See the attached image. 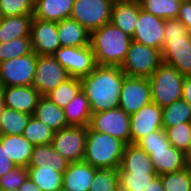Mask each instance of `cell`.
I'll use <instances>...</instances> for the list:
<instances>
[{"label":"cell","instance_id":"1","mask_svg":"<svg viewBox=\"0 0 191 191\" xmlns=\"http://www.w3.org/2000/svg\"><path fill=\"white\" fill-rule=\"evenodd\" d=\"M124 76L120 66L96 65L80 79L92 114L119 108Z\"/></svg>","mask_w":191,"mask_h":191},{"label":"cell","instance_id":"2","mask_svg":"<svg viewBox=\"0 0 191 191\" xmlns=\"http://www.w3.org/2000/svg\"><path fill=\"white\" fill-rule=\"evenodd\" d=\"M132 38L109 22L91 32L92 47L96 65L121 66Z\"/></svg>","mask_w":191,"mask_h":191},{"label":"cell","instance_id":"3","mask_svg":"<svg viewBox=\"0 0 191 191\" xmlns=\"http://www.w3.org/2000/svg\"><path fill=\"white\" fill-rule=\"evenodd\" d=\"M125 146L120 139L88 127L83 161L96 169H118Z\"/></svg>","mask_w":191,"mask_h":191},{"label":"cell","instance_id":"4","mask_svg":"<svg viewBox=\"0 0 191 191\" xmlns=\"http://www.w3.org/2000/svg\"><path fill=\"white\" fill-rule=\"evenodd\" d=\"M184 78L185 76L175 67L162 62L148 78L152 102L163 109L174 101L182 99Z\"/></svg>","mask_w":191,"mask_h":191},{"label":"cell","instance_id":"5","mask_svg":"<svg viewBox=\"0 0 191 191\" xmlns=\"http://www.w3.org/2000/svg\"><path fill=\"white\" fill-rule=\"evenodd\" d=\"M161 63L160 50L132 40L120 68L125 75L149 78Z\"/></svg>","mask_w":191,"mask_h":191},{"label":"cell","instance_id":"6","mask_svg":"<svg viewBox=\"0 0 191 191\" xmlns=\"http://www.w3.org/2000/svg\"><path fill=\"white\" fill-rule=\"evenodd\" d=\"M114 0H74L70 18L90 33L111 22Z\"/></svg>","mask_w":191,"mask_h":191},{"label":"cell","instance_id":"7","mask_svg":"<svg viewBox=\"0 0 191 191\" xmlns=\"http://www.w3.org/2000/svg\"><path fill=\"white\" fill-rule=\"evenodd\" d=\"M88 127L68 126L55 131L52 147L69 163L80 162L84 159Z\"/></svg>","mask_w":191,"mask_h":191},{"label":"cell","instance_id":"8","mask_svg":"<svg viewBox=\"0 0 191 191\" xmlns=\"http://www.w3.org/2000/svg\"><path fill=\"white\" fill-rule=\"evenodd\" d=\"M33 51L27 55L12 58L0 63V81L5 87L32 85L37 64Z\"/></svg>","mask_w":191,"mask_h":191},{"label":"cell","instance_id":"9","mask_svg":"<svg viewBox=\"0 0 191 191\" xmlns=\"http://www.w3.org/2000/svg\"><path fill=\"white\" fill-rule=\"evenodd\" d=\"M152 102L151 85L146 77L124 76L119 98V108L132 115Z\"/></svg>","mask_w":191,"mask_h":191},{"label":"cell","instance_id":"10","mask_svg":"<svg viewBox=\"0 0 191 191\" xmlns=\"http://www.w3.org/2000/svg\"><path fill=\"white\" fill-rule=\"evenodd\" d=\"M55 59L67 70L70 77H86L96 66L91 45L82 47H60L53 54Z\"/></svg>","mask_w":191,"mask_h":191},{"label":"cell","instance_id":"11","mask_svg":"<svg viewBox=\"0 0 191 191\" xmlns=\"http://www.w3.org/2000/svg\"><path fill=\"white\" fill-rule=\"evenodd\" d=\"M88 127L130 143V115L121 108L93 113Z\"/></svg>","mask_w":191,"mask_h":191},{"label":"cell","instance_id":"12","mask_svg":"<svg viewBox=\"0 0 191 191\" xmlns=\"http://www.w3.org/2000/svg\"><path fill=\"white\" fill-rule=\"evenodd\" d=\"M69 78L70 76L67 70L53 55H39L37 57L32 86L35 87L42 96H46L59 84Z\"/></svg>","mask_w":191,"mask_h":191},{"label":"cell","instance_id":"13","mask_svg":"<svg viewBox=\"0 0 191 191\" xmlns=\"http://www.w3.org/2000/svg\"><path fill=\"white\" fill-rule=\"evenodd\" d=\"M32 51L36 55H53L61 47L57 22L33 18L31 23Z\"/></svg>","mask_w":191,"mask_h":191},{"label":"cell","instance_id":"14","mask_svg":"<svg viewBox=\"0 0 191 191\" xmlns=\"http://www.w3.org/2000/svg\"><path fill=\"white\" fill-rule=\"evenodd\" d=\"M162 128V108L150 102L130 115V143L135 144L140 138Z\"/></svg>","mask_w":191,"mask_h":191},{"label":"cell","instance_id":"15","mask_svg":"<svg viewBox=\"0 0 191 191\" xmlns=\"http://www.w3.org/2000/svg\"><path fill=\"white\" fill-rule=\"evenodd\" d=\"M164 19L140 9L132 40L162 51L164 41Z\"/></svg>","mask_w":191,"mask_h":191},{"label":"cell","instance_id":"16","mask_svg":"<svg viewBox=\"0 0 191 191\" xmlns=\"http://www.w3.org/2000/svg\"><path fill=\"white\" fill-rule=\"evenodd\" d=\"M162 62L175 67L183 76H191V37L164 39Z\"/></svg>","mask_w":191,"mask_h":191},{"label":"cell","instance_id":"17","mask_svg":"<svg viewBox=\"0 0 191 191\" xmlns=\"http://www.w3.org/2000/svg\"><path fill=\"white\" fill-rule=\"evenodd\" d=\"M41 97L32 85L8 86L4 88L3 104L4 107L33 115Z\"/></svg>","mask_w":191,"mask_h":191},{"label":"cell","instance_id":"18","mask_svg":"<svg viewBox=\"0 0 191 191\" xmlns=\"http://www.w3.org/2000/svg\"><path fill=\"white\" fill-rule=\"evenodd\" d=\"M143 150L150 156L157 175L176 172L188 166L186 164L185 154L173 146L169 148Z\"/></svg>","mask_w":191,"mask_h":191},{"label":"cell","instance_id":"19","mask_svg":"<svg viewBox=\"0 0 191 191\" xmlns=\"http://www.w3.org/2000/svg\"><path fill=\"white\" fill-rule=\"evenodd\" d=\"M140 9L139 0H116L112 7L111 23L132 38Z\"/></svg>","mask_w":191,"mask_h":191},{"label":"cell","instance_id":"20","mask_svg":"<svg viewBox=\"0 0 191 191\" xmlns=\"http://www.w3.org/2000/svg\"><path fill=\"white\" fill-rule=\"evenodd\" d=\"M96 170L84 161L70 163L63 173L62 187L69 191H89Z\"/></svg>","mask_w":191,"mask_h":191},{"label":"cell","instance_id":"21","mask_svg":"<svg viewBox=\"0 0 191 191\" xmlns=\"http://www.w3.org/2000/svg\"><path fill=\"white\" fill-rule=\"evenodd\" d=\"M118 173H156L150 156L136 144L125 146Z\"/></svg>","mask_w":191,"mask_h":191},{"label":"cell","instance_id":"22","mask_svg":"<svg viewBox=\"0 0 191 191\" xmlns=\"http://www.w3.org/2000/svg\"><path fill=\"white\" fill-rule=\"evenodd\" d=\"M0 142L7 156L16 167L27 168L31 159L34 145L23 135H3L0 134Z\"/></svg>","mask_w":191,"mask_h":191},{"label":"cell","instance_id":"23","mask_svg":"<svg viewBox=\"0 0 191 191\" xmlns=\"http://www.w3.org/2000/svg\"><path fill=\"white\" fill-rule=\"evenodd\" d=\"M57 31L61 47L90 45L91 33L72 18H66L57 22Z\"/></svg>","mask_w":191,"mask_h":191},{"label":"cell","instance_id":"24","mask_svg":"<svg viewBox=\"0 0 191 191\" xmlns=\"http://www.w3.org/2000/svg\"><path fill=\"white\" fill-rule=\"evenodd\" d=\"M74 0H38L34 4L33 18L60 22L70 18Z\"/></svg>","mask_w":191,"mask_h":191},{"label":"cell","instance_id":"25","mask_svg":"<svg viewBox=\"0 0 191 191\" xmlns=\"http://www.w3.org/2000/svg\"><path fill=\"white\" fill-rule=\"evenodd\" d=\"M69 164L70 163L61 156L51 144L34 145L28 167H42V169L64 173Z\"/></svg>","mask_w":191,"mask_h":191},{"label":"cell","instance_id":"26","mask_svg":"<svg viewBox=\"0 0 191 191\" xmlns=\"http://www.w3.org/2000/svg\"><path fill=\"white\" fill-rule=\"evenodd\" d=\"M33 14L0 17V43L30 37Z\"/></svg>","mask_w":191,"mask_h":191},{"label":"cell","instance_id":"27","mask_svg":"<svg viewBox=\"0 0 191 191\" xmlns=\"http://www.w3.org/2000/svg\"><path fill=\"white\" fill-rule=\"evenodd\" d=\"M32 116L54 131L68 127L64 109L52 102L47 96L40 98Z\"/></svg>","mask_w":191,"mask_h":191},{"label":"cell","instance_id":"28","mask_svg":"<svg viewBox=\"0 0 191 191\" xmlns=\"http://www.w3.org/2000/svg\"><path fill=\"white\" fill-rule=\"evenodd\" d=\"M63 109L68 126H89L92 113L82 90Z\"/></svg>","mask_w":191,"mask_h":191},{"label":"cell","instance_id":"29","mask_svg":"<svg viewBox=\"0 0 191 191\" xmlns=\"http://www.w3.org/2000/svg\"><path fill=\"white\" fill-rule=\"evenodd\" d=\"M32 115L19 112L14 109L3 107L0 118V134L3 135H22L28 121Z\"/></svg>","mask_w":191,"mask_h":191},{"label":"cell","instance_id":"30","mask_svg":"<svg viewBox=\"0 0 191 191\" xmlns=\"http://www.w3.org/2000/svg\"><path fill=\"white\" fill-rule=\"evenodd\" d=\"M141 9L161 19L178 17L182 0H139Z\"/></svg>","mask_w":191,"mask_h":191},{"label":"cell","instance_id":"31","mask_svg":"<svg viewBox=\"0 0 191 191\" xmlns=\"http://www.w3.org/2000/svg\"><path fill=\"white\" fill-rule=\"evenodd\" d=\"M28 177L40 187L42 191H57L62 187L63 173L42 167H27Z\"/></svg>","mask_w":191,"mask_h":191},{"label":"cell","instance_id":"32","mask_svg":"<svg viewBox=\"0 0 191 191\" xmlns=\"http://www.w3.org/2000/svg\"><path fill=\"white\" fill-rule=\"evenodd\" d=\"M163 128L183 122H191V106L183 99L174 101L162 109Z\"/></svg>","mask_w":191,"mask_h":191},{"label":"cell","instance_id":"33","mask_svg":"<svg viewBox=\"0 0 191 191\" xmlns=\"http://www.w3.org/2000/svg\"><path fill=\"white\" fill-rule=\"evenodd\" d=\"M81 90V80L70 77L46 96L60 108H64Z\"/></svg>","mask_w":191,"mask_h":191},{"label":"cell","instance_id":"34","mask_svg":"<svg viewBox=\"0 0 191 191\" xmlns=\"http://www.w3.org/2000/svg\"><path fill=\"white\" fill-rule=\"evenodd\" d=\"M54 134L53 129L31 116L22 135L33 145H49Z\"/></svg>","mask_w":191,"mask_h":191},{"label":"cell","instance_id":"35","mask_svg":"<svg viewBox=\"0 0 191 191\" xmlns=\"http://www.w3.org/2000/svg\"><path fill=\"white\" fill-rule=\"evenodd\" d=\"M164 191H191V167L159 175Z\"/></svg>","mask_w":191,"mask_h":191},{"label":"cell","instance_id":"36","mask_svg":"<svg viewBox=\"0 0 191 191\" xmlns=\"http://www.w3.org/2000/svg\"><path fill=\"white\" fill-rule=\"evenodd\" d=\"M163 129L171 146L185 154L191 144V122H183Z\"/></svg>","mask_w":191,"mask_h":191},{"label":"cell","instance_id":"37","mask_svg":"<svg viewBox=\"0 0 191 191\" xmlns=\"http://www.w3.org/2000/svg\"><path fill=\"white\" fill-rule=\"evenodd\" d=\"M32 52L31 37H20L0 43V63Z\"/></svg>","mask_w":191,"mask_h":191},{"label":"cell","instance_id":"38","mask_svg":"<svg viewBox=\"0 0 191 191\" xmlns=\"http://www.w3.org/2000/svg\"><path fill=\"white\" fill-rule=\"evenodd\" d=\"M118 184V169H97L89 191H115Z\"/></svg>","mask_w":191,"mask_h":191},{"label":"cell","instance_id":"39","mask_svg":"<svg viewBox=\"0 0 191 191\" xmlns=\"http://www.w3.org/2000/svg\"><path fill=\"white\" fill-rule=\"evenodd\" d=\"M119 183L131 191H143L157 173H118Z\"/></svg>","mask_w":191,"mask_h":191},{"label":"cell","instance_id":"40","mask_svg":"<svg viewBox=\"0 0 191 191\" xmlns=\"http://www.w3.org/2000/svg\"><path fill=\"white\" fill-rule=\"evenodd\" d=\"M31 0H0V17L33 14Z\"/></svg>","mask_w":191,"mask_h":191},{"label":"cell","instance_id":"41","mask_svg":"<svg viewBox=\"0 0 191 191\" xmlns=\"http://www.w3.org/2000/svg\"><path fill=\"white\" fill-rule=\"evenodd\" d=\"M28 177V170L16 167L0 177V191H17Z\"/></svg>","mask_w":191,"mask_h":191},{"label":"cell","instance_id":"42","mask_svg":"<svg viewBox=\"0 0 191 191\" xmlns=\"http://www.w3.org/2000/svg\"><path fill=\"white\" fill-rule=\"evenodd\" d=\"M135 144L142 149L169 148L171 146L163 128L140 138Z\"/></svg>","mask_w":191,"mask_h":191},{"label":"cell","instance_id":"43","mask_svg":"<svg viewBox=\"0 0 191 191\" xmlns=\"http://www.w3.org/2000/svg\"><path fill=\"white\" fill-rule=\"evenodd\" d=\"M164 39L184 38L190 31L177 19H167L164 22Z\"/></svg>","mask_w":191,"mask_h":191},{"label":"cell","instance_id":"44","mask_svg":"<svg viewBox=\"0 0 191 191\" xmlns=\"http://www.w3.org/2000/svg\"><path fill=\"white\" fill-rule=\"evenodd\" d=\"M177 19L191 31V0H182Z\"/></svg>","mask_w":191,"mask_h":191},{"label":"cell","instance_id":"45","mask_svg":"<svg viewBox=\"0 0 191 191\" xmlns=\"http://www.w3.org/2000/svg\"><path fill=\"white\" fill-rule=\"evenodd\" d=\"M16 168V165L11 161L5 152V148L2 147L0 142V177Z\"/></svg>","mask_w":191,"mask_h":191},{"label":"cell","instance_id":"46","mask_svg":"<svg viewBox=\"0 0 191 191\" xmlns=\"http://www.w3.org/2000/svg\"><path fill=\"white\" fill-rule=\"evenodd\" d=\"M182 99L191 106V76H185Z\"/></svg>","mask_w":191,"mask_h":191},{"label":"cell","instance_id":"47","mask_svg":"<svg viewBox=\"0 0 191 191\" xmlns=\"http://www.w3.org/2000/svg\"><path fill=\"white\" fill-rule=\"evenodd\" d=\"M143 191H164L161 177L157 175Z\"/></svg>","mask_w":191,"mask_h":191},{"label":"cell","instance_id":"48","mask_svg":"<svg viewBox=\"0 0 191 191\" xmlns=\"http://www.w3.org/2000/svg\"><path fill=\"white\" fill-rule=\"evenodd\" d=\"M17 191H42L39 186H37L30 177L24 181V183L18 188Z\"/></svg>","mask_w":191,"mask_h":191},{"label":"cell","instance_id":"49","mask_svg":"<svg viewBox=\"0 0 191 191\" xmlns=\"http://www.w3.org/2000/svg\"><path fill=\"white\" fill-rule=\"evenodd\" d=\"M4 88H5L4 84L0 81V118H1L3 107H4V104H3ZM0 127H1V123H0Z\"/></svg>","mask_w":191,"mask_h":191},{"label":"cell","instance_id":"50","mask_svg":"<svg viewBox=\"0 0 191 191\" xmlns=\"http://www.w3.org/2000/svg\"><path fill=\"white\" fill-rule=\"evenodd\" d=\"M186 164L191 167V144L189 145L188 150L185 153Z\"/></svg>","mask_w":191,"mask_h":191},{"label":"cell","instance_id":"51","mask_svg":"<svg viewBox=\"0 0 191 191\" xmlns=\"http://www.w3.org/2000/svg\"><path fill=\"white\" fill-rule=\"evenodd\" d=\"M115 191H131L128 188L123 187L120 183L118 184V186L116 187Z\"/></svg>","mask_w":191,"mask_h":191},{"label":"cell","instance_id":"52","mask_svg":"<svg viewBox=\"0 0 191 191\" xmlns=\"http://www.w3.org/2000/svg\"><path fill=\"white\" fill-rule=\"evenodd\" d=\"M57 191H69V190H67V189H65V188H63V187H61L59 190H57Z\"/></svg>","mask_w":191,"mask_h":191},{"label":"cell","instance_id":"53","mask_svg":"<svg viewBox=\"0 0 191 191\" xmlns=\"http://www.w3.org/2000/svg\"><path fill=\"white\" fill-rule=\"evenodd\" d=\"M33 2V4H35L38 0H31Z\"/></svg>","mask_w":191,"mask_h":191}]
</instances>
